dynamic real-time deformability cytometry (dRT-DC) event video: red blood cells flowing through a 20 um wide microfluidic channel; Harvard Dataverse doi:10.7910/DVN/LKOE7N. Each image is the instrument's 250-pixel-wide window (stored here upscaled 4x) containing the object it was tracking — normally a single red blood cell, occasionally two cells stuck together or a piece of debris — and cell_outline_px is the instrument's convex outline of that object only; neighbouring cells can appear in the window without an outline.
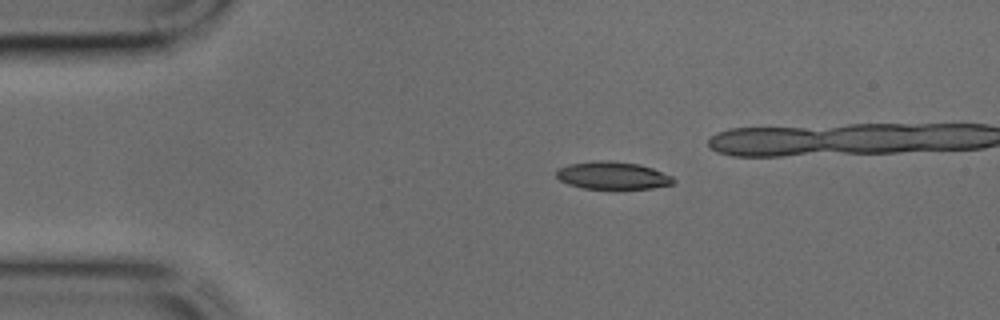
{"species": "common noctule bat (a hibernating species)", "species_latin": "Nyctalus noctula", "temperature_condition": "cold", "stored_images_in_passage": 33, "camera_frame_rate_fps": 3000, "um_per_image_px": 0.085, "animal": {"sex": "male", "body_mass_g": 17.9, "forearm_length_mm": 54.2}, "frame": {"image": 1, "passage_image": 6, "time_ms": 1.667, "image_size_px": [1000, 320], "cell_outline_px": [[676, 180], [672, 184], [652, 188], [584, 188], [568, 184], [560, 180], [556, 176], [556, 168], [568, 164], [592, 160], [612, 160], [640, 164], [652, 168], [672, 176]], "centroid_in_image_um": [52.04, 14.89], "position_along_channel_um": 33.0, "area_um2": 18.9}}
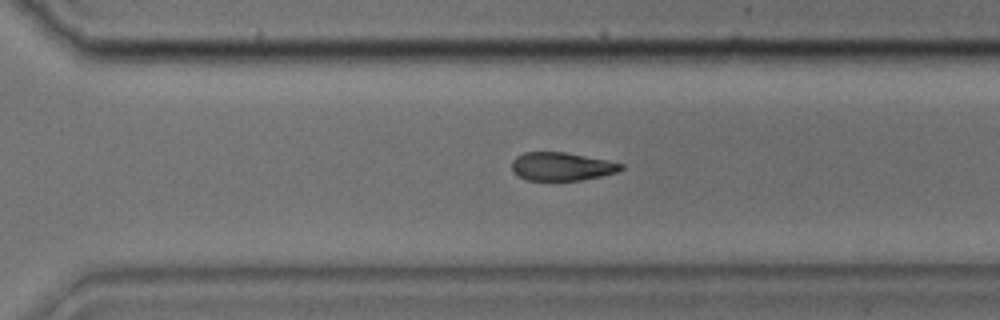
{"frame": {"image": 2, "passage_image": 28, "time_ms": 9.0, "image_size_px": [1000, 320], "cell_outline_px": [[624, 168], [616, 172], [600, 176], [580, 180], [524, 180], [512, 172], [512, 160], [516, 156], [524, 152], [564, 152], [608, 160], [624, 164]], "centroid_in_image_um": [47.71, 14.15], "position_along_channel_um": 322.9, "area_um2": 18.03}}